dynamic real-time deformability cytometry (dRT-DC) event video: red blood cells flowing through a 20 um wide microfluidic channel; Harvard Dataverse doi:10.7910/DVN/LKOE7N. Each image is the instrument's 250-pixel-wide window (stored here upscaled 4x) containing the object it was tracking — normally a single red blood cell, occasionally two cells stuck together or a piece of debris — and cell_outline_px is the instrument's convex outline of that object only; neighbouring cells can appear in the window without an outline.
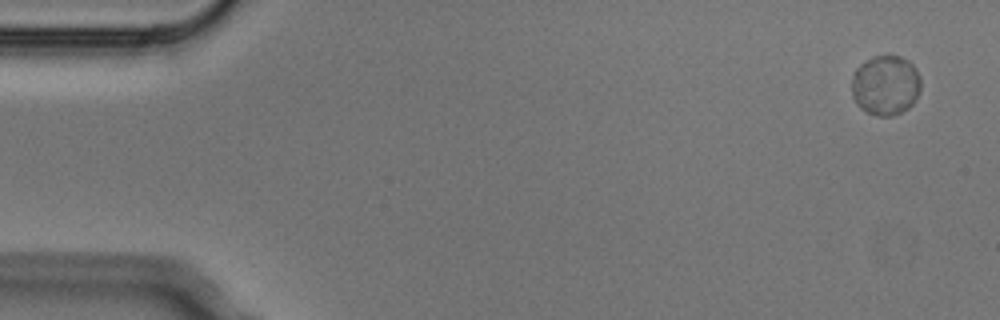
{"species": "Egyptian fruit bat (a non-hibernating species)", "species_latin": "Rousettus aegyptiacus", "temperature_condition": "cold", "stored_images_in_passage": 5, "camera_frame_rate_fps": 3000, "um_per_image_px": 0.085, "animal": {"sex": "male"}, "frame": {"image": 1, "passage_image": 1, "time_ms": 0.0, "image_size_px": [1000, 320], "cell_outline_px": [[920, 88], [916, 100], [908, 108], [892, 116], [876, 116], [860, 108], [852, 96], [852, 76], [856, 68], [860, 64], [872, 56], [888, 52], [900, 56], [908, 60], [916, 68], [920, 76]], "centroid_in_image_um": [75.27, 7.2], "position_along_channel_um": 9.7, "area_um2": 24.68}}
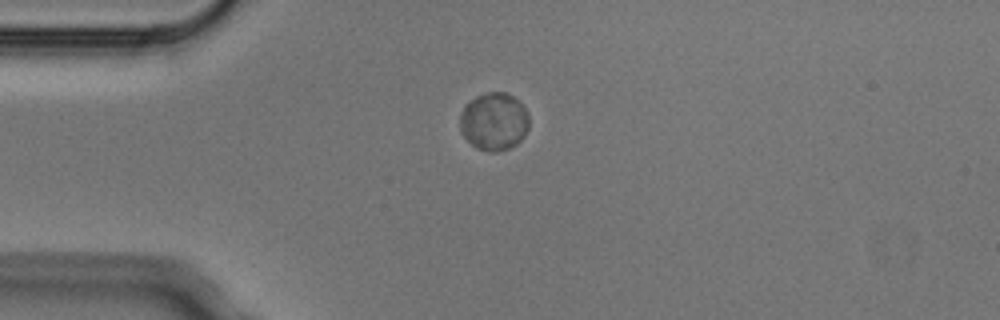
{"frame": {"image": 2, "passage_image": 4, "time_ms": 1.0, "image_size_px": [1000, 320], "cell_outline_px": [[528, 128], [524, 136], [516, 144], [508, 148], [496, 152], [488, 152], [476, 148], [460, 132], [460, 116], [464, 104], [476, 96], [488, 92], [504, 92], [520, 100], [528, 112]], "centroid_in_image_um": [41.98, 10.32], "position_along_channel_um": 43.0, "area_um2": 23.47}}